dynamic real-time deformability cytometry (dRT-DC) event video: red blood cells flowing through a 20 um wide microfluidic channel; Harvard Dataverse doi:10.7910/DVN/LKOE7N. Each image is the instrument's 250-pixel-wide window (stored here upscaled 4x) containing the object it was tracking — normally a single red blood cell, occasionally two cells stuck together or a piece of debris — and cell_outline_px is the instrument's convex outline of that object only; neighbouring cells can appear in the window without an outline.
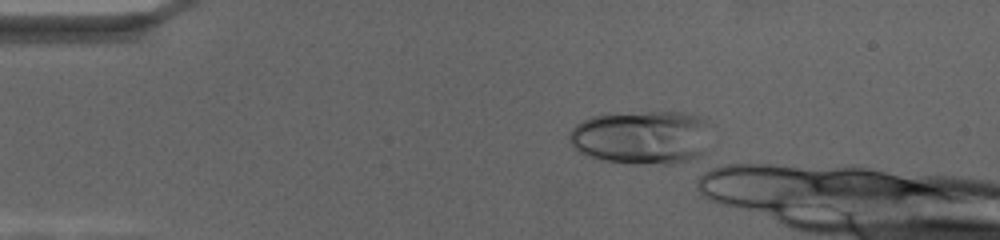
{"species": "human", "species_latin": "Homo sapiens", "temperature_condition": "cold", "stored_images_in_passage": 1, "camera_frame_rate_fps": 3000, "um_per_image_px": 0.085, "donor": {"sex": "female"}, "frame": {"image": 1, "passage_image": 1, "time_ms": 0.0, "image_size_px": [1000, 240], "cell_outline_px": [[708, 124], [704, 152], [688, 160], [676, 164], [636, 164], [600, 160], [580, 152], [568, 140], [568, 136], [572, 128], [576, 124], [592, 116], [608, 112], [684, 112], [700, 116], [708, 120]], "centroid_in_image_um": [54.51, 11.65], "position_along_channel_um": 30.5, "area_um2": 44.8}}